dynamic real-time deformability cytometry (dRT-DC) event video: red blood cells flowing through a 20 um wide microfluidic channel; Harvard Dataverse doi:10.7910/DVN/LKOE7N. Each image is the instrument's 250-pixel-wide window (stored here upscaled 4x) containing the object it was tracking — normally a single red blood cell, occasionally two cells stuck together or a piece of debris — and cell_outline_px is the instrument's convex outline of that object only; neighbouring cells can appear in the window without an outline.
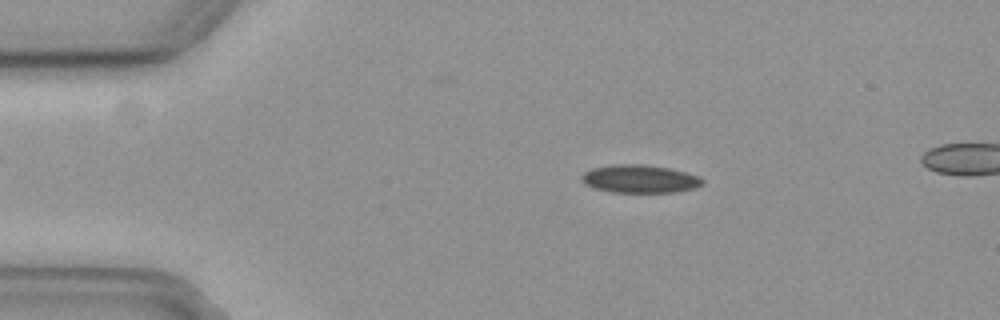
{"species": "common noctule bat (a hibernating species)", "species_latin": "Nyctalus noctula", "temperature_condition": "cold", "stored_images_in_passage": 55, "camera_frame_rate_fps": 3000, "um_per_image_px": 0.085, "animal": {"sex": "female", "body_mass_g": 19.3, "forearm_length_mm": 54.1}, "frame": {"image": 1, "passage_image": 10, "time_ms": 3.0, "image_size_px": [1000, 320], "cell_outline_px": [[704, 184], [692, 188], [672, 192], [612, 192], [596, 188], [588, 184], [584, 180], [584, 172], [592, 168], [616, 164], [640, 164], [668, 168], [684, 172], [696, 176], [704, 180]], "centroid_in_image_um": [54.41, 15.2], "position_along_channel_um": 30.6, "area_um2": 19.13}}
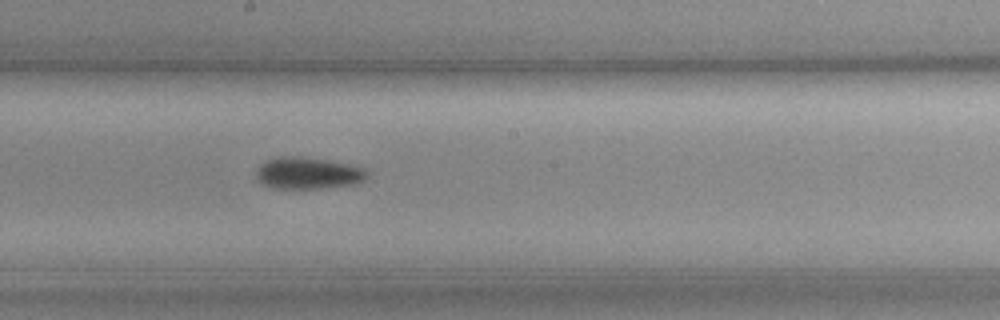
{"frame": {"image": 2, "passage_image": 30, "time_ms": 9.667, "image_size_px": [1000, 320], "cell_outline_px": [[368, 176], [364, 180], [356, 184], [320, 188], [272, 188], [260, 184], [256, 180], [256, 168], [260, 164], [268, 160], [280, 156], [292, 156], [324, 160], [348, 164], [364, 168], [368, 172]], "centroid_in_image_um": [26.14, 14.73], "position_along_channel_um": 222.1, "area_um2": 20.52}}
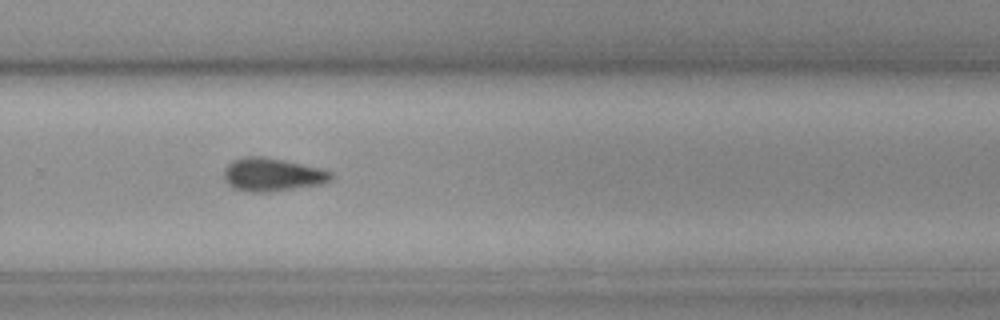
{"frame": {"image": 3, "passage_image": 37, "time_ms": 12.0, "image_size_px": [1000, 320], "cell_outline_px": [[332, 180], [324, 184], [272, 192], [244, 192], [228, 184], [224, 180], [224, 168], [232, 160], [244, 156], [264, 156], [284, 160], [320, 168], [332, 172]], "centroid_in_image_um": [23.14, 14.85], "position_along_channel_um": 306.7, "area_um2": 21.04}}